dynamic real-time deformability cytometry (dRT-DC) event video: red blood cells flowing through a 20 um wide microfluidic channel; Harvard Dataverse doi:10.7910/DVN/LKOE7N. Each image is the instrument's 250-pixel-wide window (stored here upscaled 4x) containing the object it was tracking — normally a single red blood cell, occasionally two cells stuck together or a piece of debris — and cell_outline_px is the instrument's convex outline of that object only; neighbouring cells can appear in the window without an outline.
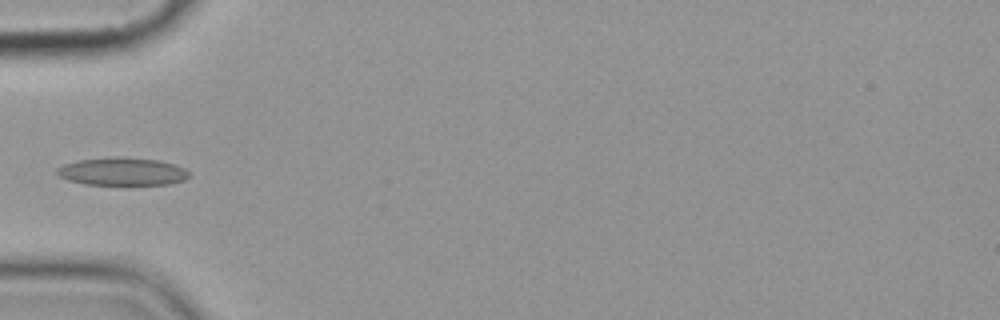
{"species": "common noctule bat (a hibernating species)", "species_latin": "Nyctalus noctula", "temperature_condition": "cold", "stored_images_in_passage": 6, "camera_frame_rate_fps": 3000, "um_per_image_px": 0.085, "animal": {"sex": "female", "body_mass_g": 19.9}, "frame": {"image": 1, "passage_image": 6, "time_ms": 5.667, "image_size_px": [1000, 320], "cell_outline_px": [[188, 176], [184, 180], [168, 184], [84, 184], [68, 180], [60, 176], [56, 172], [56, 168], [64, 164], [76, 160], [112, 156], [120, 156], [156, 160], [176, 164], [184, 168], [188, 172]], "centroid_in_image_um": [10.36, 14.56], "position_along_channel_um": 74.6, "area_um2": 21.44}}